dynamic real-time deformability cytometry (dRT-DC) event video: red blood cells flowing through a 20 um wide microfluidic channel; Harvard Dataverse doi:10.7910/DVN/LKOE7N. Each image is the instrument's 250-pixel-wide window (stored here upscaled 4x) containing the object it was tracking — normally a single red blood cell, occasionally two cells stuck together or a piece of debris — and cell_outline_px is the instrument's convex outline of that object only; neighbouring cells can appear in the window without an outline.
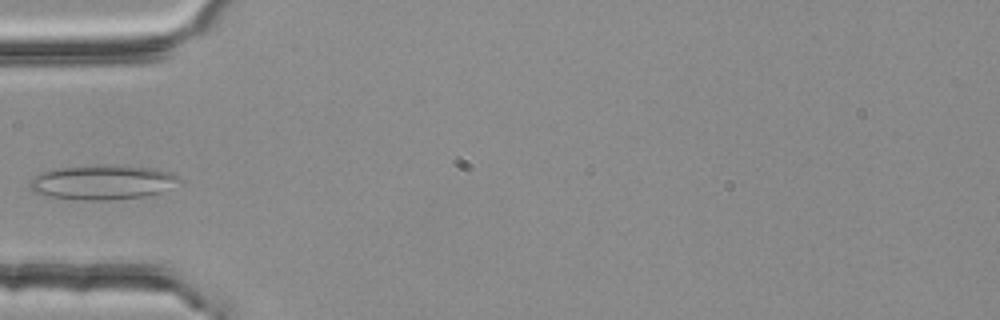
{"species": "common noctule bat (a hibernating species)", "species_latin": "Nyctalus noctula", "temperature_condition": "room temperature", "stored_images_in_passage": 4, "camera_frame_rate_fps": 3000, "um_per_image_px": 0.085, "animal": {"sex": "female", "body_mass_g": 25.1}, "frame": {"image": 1, "passage_image": 4, "time_ms": 1.0, "image_size_px": [1000, 320], "cell_outline_px": [[184, 184], [164, 192], [144, 196], [108, 200], [76, 200], [48, 196], [32, 192], [28, 184], [32, 176], [40, 172], [56, 168], [156, 168], [172, 172], [180, 176], [184, 180]], "centroid_in_image_um": [8.78, 15.55], "position_along_channel_um": 76.2, "area_um2": 29.71}}